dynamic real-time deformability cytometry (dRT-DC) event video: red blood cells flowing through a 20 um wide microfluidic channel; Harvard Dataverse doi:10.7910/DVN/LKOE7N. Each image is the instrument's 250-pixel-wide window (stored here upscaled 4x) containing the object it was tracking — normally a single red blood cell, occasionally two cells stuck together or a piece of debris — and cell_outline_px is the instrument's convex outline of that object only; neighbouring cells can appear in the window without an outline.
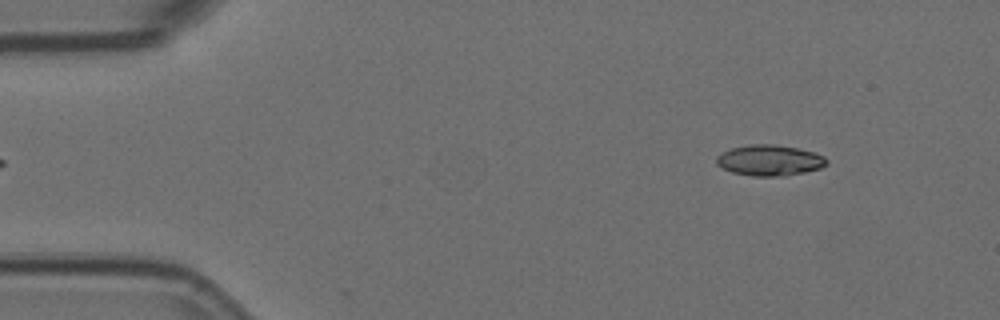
{"species": "Egyptian fruit bat (a non-hibernating species)", "species_latin": "Rousettus aegyptiacus", "temperature_condition": "room temperature", "stored_images_in_passage": 11, "camera_frame_rate_fps": 3000, "um_per_image_px": 0.085, "animal": {"sex": "female"}, "frame": {"image": 1, "passage_image": 4, "time_ms": 1.0, "image_size_px": [1000, 320], "cell_outline_px": [[828, 164], [820, 168], [804, 172], [784, 176], [752, 176], [732, 172], [716, 164], [716, 156], [732, 148], [752, 144], [776, 144], [816, 152], [824, 156], [828, 160]], "centroid_in_image_um": [65.45, 13.63], "position_along_channel_um": 19.6, "area_um2": 19.77}}